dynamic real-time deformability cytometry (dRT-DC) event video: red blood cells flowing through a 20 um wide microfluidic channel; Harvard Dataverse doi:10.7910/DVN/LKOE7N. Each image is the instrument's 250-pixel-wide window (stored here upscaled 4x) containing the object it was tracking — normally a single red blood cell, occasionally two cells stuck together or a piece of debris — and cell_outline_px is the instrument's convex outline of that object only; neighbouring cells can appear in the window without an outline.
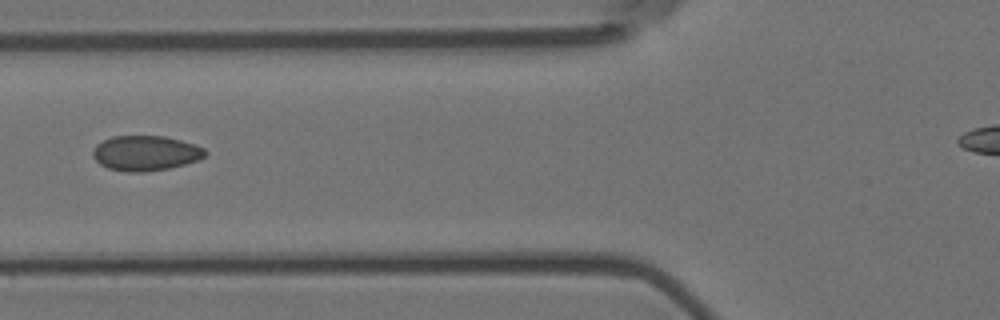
{"species": "Egyptian fruit bat (a non-hibernating species)", "species_latin": "Rousettus aegyptiacus", "temperature_condition": "room temperature", "stored_images_in_passage": 3, "camera_frame_rate_fps": 3000, "um_per_image_px": 0.085, "animal": {"sex": "female"}, "frame": {"image": 1, "passage_image": 3, "time_ms": 0.667, "image_size_px": [1000, 320], "cell_outline_px": [[208, 152], [200, 160], [168, 168], [144, 172], [128, 172], [108, 168], [100, 164], [92, 156], [92, 152], [96, 144], [112, 136], [164, 136], [180, 140], [204, 148]], "centroid_in_image_um": [12.36, 13.02], "position_along_channel_um": 113.4, "area_um2": 22.89}}